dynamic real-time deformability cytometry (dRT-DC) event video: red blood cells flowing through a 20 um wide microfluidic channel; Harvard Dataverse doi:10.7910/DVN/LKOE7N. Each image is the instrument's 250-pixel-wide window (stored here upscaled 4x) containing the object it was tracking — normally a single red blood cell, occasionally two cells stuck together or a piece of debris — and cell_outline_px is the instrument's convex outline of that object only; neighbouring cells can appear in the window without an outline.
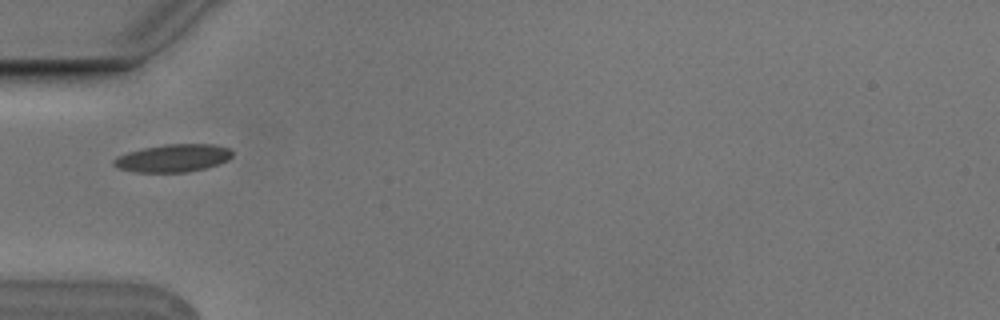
{"species": "Egyptian fruit bat (a non-hibernating species)", "species_latin": "Rousettus aegyptiacus", "temperature_condition": "cold", "stored_images_in_passage": 1, "camera_frame_rate_fps": 3000, "um_per_image_px": 0.085, "animal": {"sex": "male"}, "frame": {"image": 1, "passage_image": 1, "time_ms": 0.0, "image_size_px": [1000, 320], "cell_outline_px": [[232, 156], [228, 160], [220, 164], [188, 172], [136, 172], [116, 168], [112, 164], [112, 160], [116, 156], [128, 152], [144, 148], [164, 144], [216, 144], [228, 148], [232, 152]], "centroid_in_image_um": [14.69, 13.44], "position_along_channel_um": 70.3, "area_um2": 19.31}}